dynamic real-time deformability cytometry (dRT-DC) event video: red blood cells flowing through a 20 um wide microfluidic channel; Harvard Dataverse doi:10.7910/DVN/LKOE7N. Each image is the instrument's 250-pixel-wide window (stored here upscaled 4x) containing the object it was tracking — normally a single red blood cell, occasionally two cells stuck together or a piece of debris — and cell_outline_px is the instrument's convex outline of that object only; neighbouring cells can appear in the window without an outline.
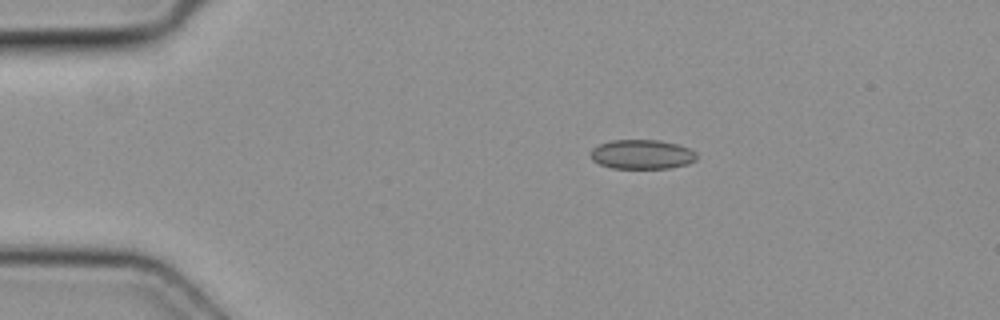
{"species": "common noctule bat (a hibernating species)", "species_latin": "Nyctalus noctula", "temperature_condition": "cold", "stored_images_in_passage": 4, "camera_frame_rate_fps": 3000, "um_per_image_px": 0.085, "animal": {"sex": "female", "body_mass_g": 19.3, "forearm_length_mm": 54.1}, "frame": {"image": 1, "passage_image": 1, "time_ms": 0.0, "image_size_px": [1000, 320], "cell_outline_px": [[696, 160], [688, 164], [668, 168], [612, 168], [600, 164], [592, 160], [592, 148], [600, 144], [612, 140], [660, 140], [676, 144], [688, 148], [696, 152]], "centroid_in_image_um": [54.58, 13.12], "position_along_channel_um": 30.4, "area_um2": 18.03}}
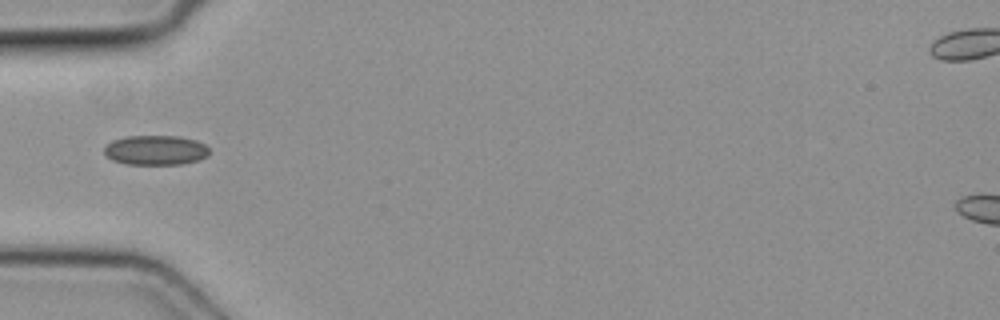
{"frame": {"image": 2, "passage_image": 3, "time_ms": 0.667, "image_size_px": [1000, 320], "cell_outline_px": [[208, 156], [200, 160], [180, 164], [124, 164], [112, 160], [104, 152], [104, 148], [112, 140], [128, 136], [176, 136], [196, 140], [204, 144], [208, 148]], "centroid_in_image_um": [13.23, 12.77], "position_along_channel_um": 71.8, "area_um2": 18.15}}
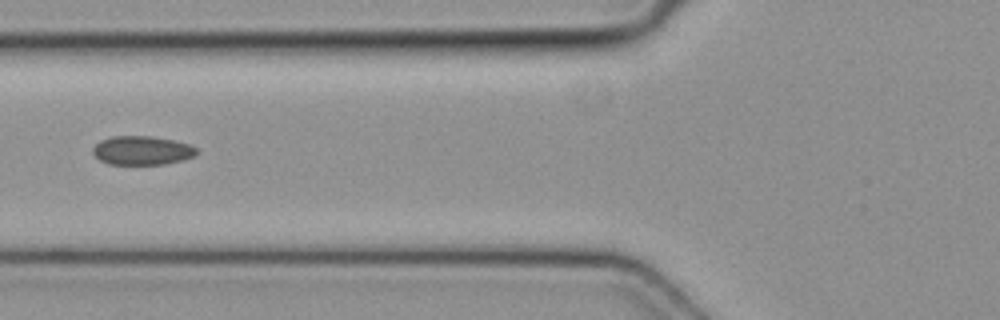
{"frame": {"image": 3, "passage_image": 4, "time_ms": 1.0, "image_size_px": [1000, 320], "cell_outline_px": [[196, 156], [184, 160], [164, 164], [108, 164], [100, 160], [92, 152], [92, 148], [100, 140], [112, 136], [152, 136], [172, 140], [188, 144], [196, 148]], "centroid_in_image_um": [12.06, 12.79], "position_along_channel_um": 113.7, "area_um2": 17.46}}